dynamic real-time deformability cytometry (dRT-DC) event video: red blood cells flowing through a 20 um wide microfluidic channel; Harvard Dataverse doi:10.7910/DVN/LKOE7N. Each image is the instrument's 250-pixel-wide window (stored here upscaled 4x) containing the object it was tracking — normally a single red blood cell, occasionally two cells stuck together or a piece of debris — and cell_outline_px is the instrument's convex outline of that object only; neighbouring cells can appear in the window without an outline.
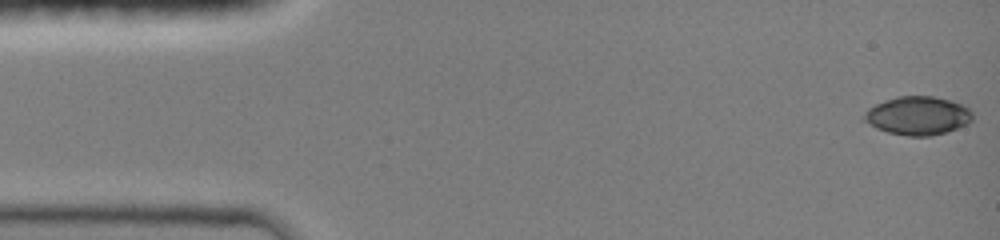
{"species": "common noctule bat (a hibernating species)", "species_latin": "Nyctalus noctula", "temperature_condition": "room temperature", "stored_images_in_passage": 50, "camera_frame_rate_fps": 3000, "um_per_image_px": 0.085, "animal": {"sex": "female", "body_mass_g": 19.0, "forearm_length_mm": 51.5}, "frame": {"image": 1, "passage_image": 1, "time_ms": 0.0, "image_size_px": [1000, 240], "cell_outline_px": [[972, 120], [968, 124], [932, 136], [908, 136], [888, 132], [876, 128], [860, 120], [868, 108], [884, 100], [896, 96], [932, 96], [952, 100], [964, 104], [972, 112]], "centroid_in_image_um": [77.99, 9.82], "position_along_channel_um": 7.0, "area_um2": 24.57}}
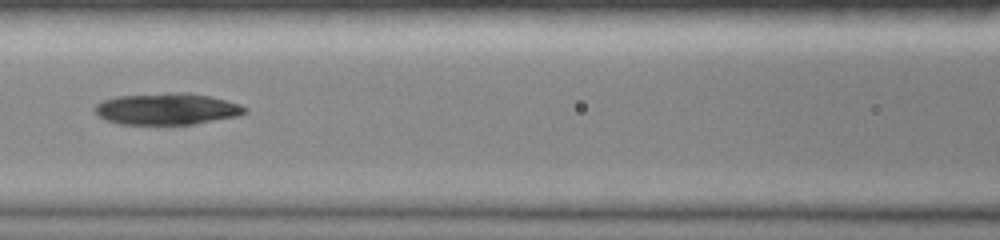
{"frame": {"image": 2, "passage_image": 31, "time_ms": 6.333, "image_size_px": [1000, 240], "cell_outline_px": [[248, 112], [236, 116], [192, 124], [120, 124], [108, 120], [100, 116], [96, 112], [96, 104], [104, 100], [116, 96], [176, 92], [188, 92], [208, 96], [240, 104], [248, 108]], "centroid_in_image_um": [14.21, 9.25], "position_along_channel_um": 152.4, "area_um2": 27.28}}
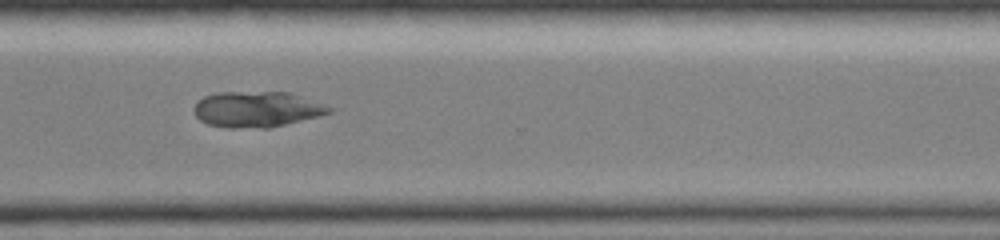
{"frame": {"image": 3, "passage_image": 49, "time_ms": 11.0, "image_size_px": [1000, 240], "cell_outline_px": [[332, 112], [320, 116], [268, 128], [224, 128], [208, 124], [200, 120], [196, 116], [192, 108], [196, 100], [204, 96], [216, 92], [292, 92], [332, 108]], "centroid_in_image_um": [21.78, 9.29], "position_along_channel_um": 348.8, "area_um2": 28.44}}